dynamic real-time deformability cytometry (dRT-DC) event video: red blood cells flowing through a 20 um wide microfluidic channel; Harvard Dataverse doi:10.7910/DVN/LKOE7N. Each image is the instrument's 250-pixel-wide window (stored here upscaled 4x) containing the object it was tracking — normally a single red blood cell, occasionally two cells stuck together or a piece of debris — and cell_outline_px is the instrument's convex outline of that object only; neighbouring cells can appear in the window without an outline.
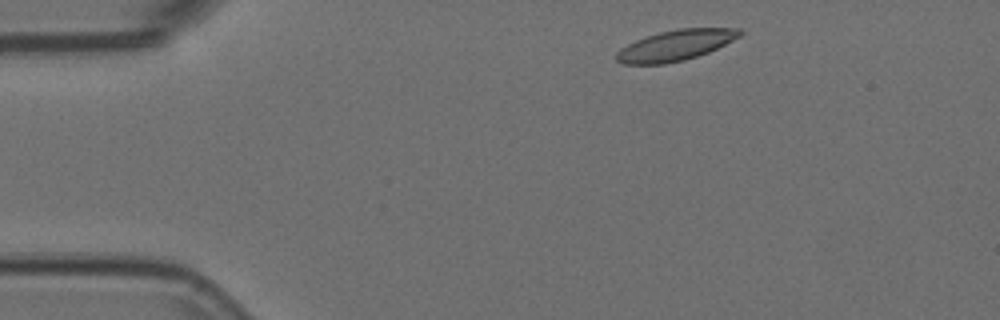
{"species": "Egyptian fruit bat (a non-hibernating species)", "species_latin": "Rousettus aegyptiacus", "temperature_condition": "room temperature", "stored_images_in_passage": 8, "camera_frame_rate_fps": 3000, "um_per_image_px": 0.085, "animal": {"sex": "female"}, "frame": {"image": 1, "passage_image": 1, "time_ms": 0.0, "image_size_px": [1000, 320], "cell_outline_px": [[744, 32], [740, 36], [708, 52], [684, 60], [664, 64], [624, 64], [616, 60], [616, 52], [620, 48], [644, 36], [660, 32], [680, 28], [740, 28]], "centroid_in_image_um": [57.4, 3.85], "position_along_channel_um": 27.6, "area_um2": 21.91}}